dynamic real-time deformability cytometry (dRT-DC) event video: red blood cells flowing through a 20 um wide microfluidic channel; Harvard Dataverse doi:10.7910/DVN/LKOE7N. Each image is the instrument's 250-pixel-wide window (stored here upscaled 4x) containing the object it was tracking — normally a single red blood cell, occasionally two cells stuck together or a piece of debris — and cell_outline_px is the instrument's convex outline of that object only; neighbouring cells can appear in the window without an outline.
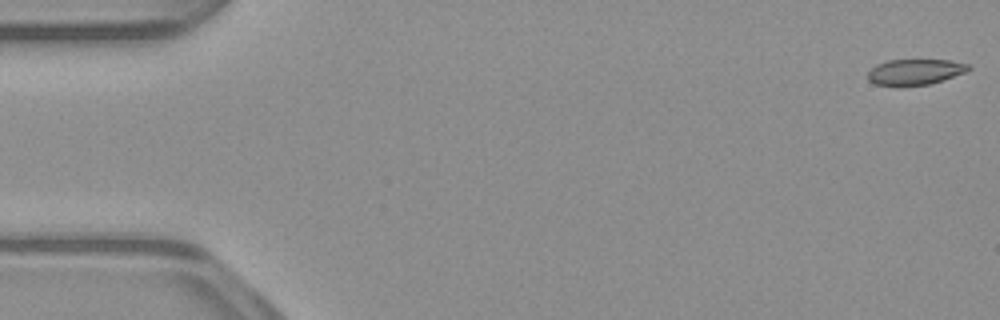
{"species": "common noctule bat (a hibernating species)", "species_latin": "Nyctalus noctula", "temperature_condition": "warm", "stored_images_in_passage": 53, "camera_frame_rate_fps": 3000, "um_per_image_px": 0.085, "animal": {"sex": "male", "body_mass_g": 23.1, "forearm_length_mm": 52.7}, "frame": {"image": 1, "passage_image": 1, "time_ms": 0.0, "image_size_px": [1000, 320], "cell_outline_px": [[972, 68], [964, 72], [944, 80], [928, 84], [876, 84], [868, 80], [868, 72], [876, 64], [888, 60], [952, 60], [968, 64]], "centroid_in_image_um": [77.81, 6.08], "position_along_channel_um": 7.2, "area_um2": 14.68}}
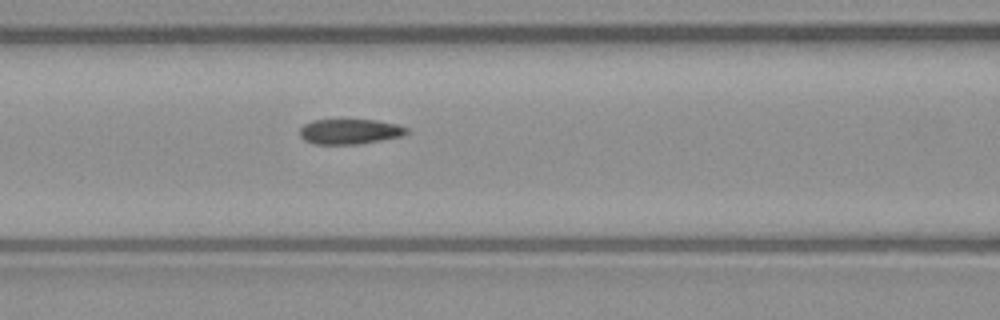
{"frame": {"image": 2, "passage_image": 22, "time_ms": 7.0, "image_size_px": [1000, 320], "cell_outline_px": [[408, 132], [404, 136], [356, 144], [312, 144], [304, 140], [300, 136], [300, 128], [304, 124], [312, 120], [376, 120], [400, 124], [408, 128]], "centroid_in_image_um": [29.75, 11.18], "position_along_channel_um": 136.9, "area_um2": 15.78}}
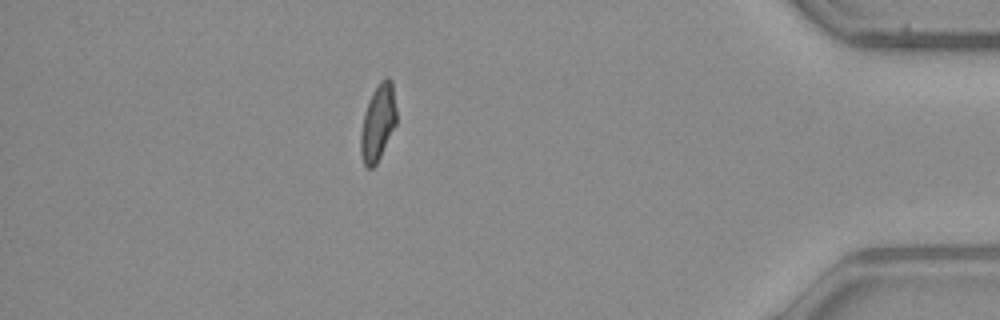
{"frame": {"image": 3, "passage_image": 46, "time_ms": 15.0, "image_size_px": [1000, 320], "cell_outline_px": [[396, 124], [376, 164], [372, 168], [368, 168], [364, 164], [360, 152], [360, 132], [364, 112], [368, 100], [376, 84], [384, 76], [388, 76], [392, 80], [396, 108]], "centroid_in_image_um": [32.11, 10.35], "position_along_channel_um": 403.1, "area_um2": 16.13}, "authors_computed_cell_mechanics": {"area_um2": 16.2996, "velocity_mm_per_s": 3.9467, "shape_relaxation_time_tau1_ms": null, "shape_relaxation_time_tau2_ms": 1.9847, "deformation_change_tau1": null, "deformation_change_tau2": 0.0644}}